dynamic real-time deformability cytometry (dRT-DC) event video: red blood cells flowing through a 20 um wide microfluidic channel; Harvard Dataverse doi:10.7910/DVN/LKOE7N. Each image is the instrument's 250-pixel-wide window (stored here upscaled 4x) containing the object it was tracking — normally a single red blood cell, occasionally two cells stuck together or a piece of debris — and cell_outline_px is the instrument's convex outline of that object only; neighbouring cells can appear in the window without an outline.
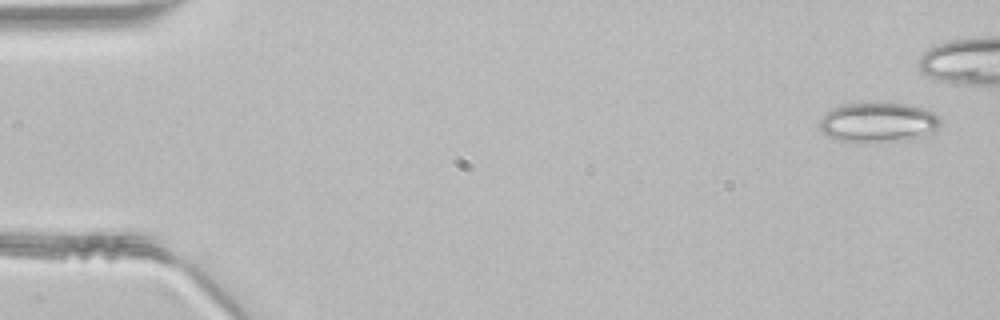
{"species": "common noctule bat (a hibernating species)", "species_latin": "Nyctalus noctula", "temperature_condition": "room temperature", "stored_images_in_passage": 38, "camera_frame_rate_fps": 3000, "um_per_image_px": 0.085, "animal": {"sex": "male", "body_mass_g": 21.5, "forearm_length_mm": 52.0}, "frame": {"image": 1, "passage_image": 2, "time_ms": 0.333, "image_size_px": [1000, 320], "cell_outline_px": [[940, 124], [936, 132], [932, 136], [908, 140], [836, 140], [828, 136], [820, 128], [820, 120], [824, 112], [840, 104], [876, 100], [908, 104], [932, 112], [940, 120]], "centroid_in_image_um": [74.67, 10.34], "position_along_channel_um": 10.3, "area_um2": 28.55}}
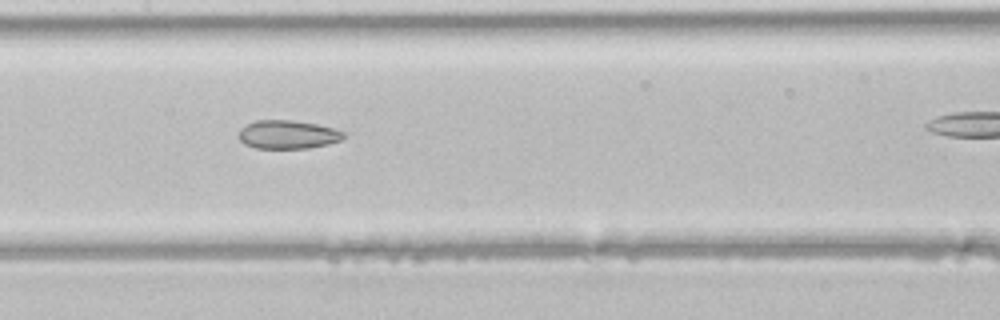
{"frame": {"image": 2, "passage_image": 23, "time_ms": 7.333, "image_size_px": [1000, 320], "cell_outline_px": [[344, 136], [340, 140], [328, 144], [308, 148], [256, 148], [244, 144], [240, 140], [240, 128], [256, 120], [292, 120], [316, 124], [332, 128], [344, 132]], "centroid_in_image_um": [24.45, 11.43], "position_along_channel_um": 183.0, "area_um2": 17.22}}
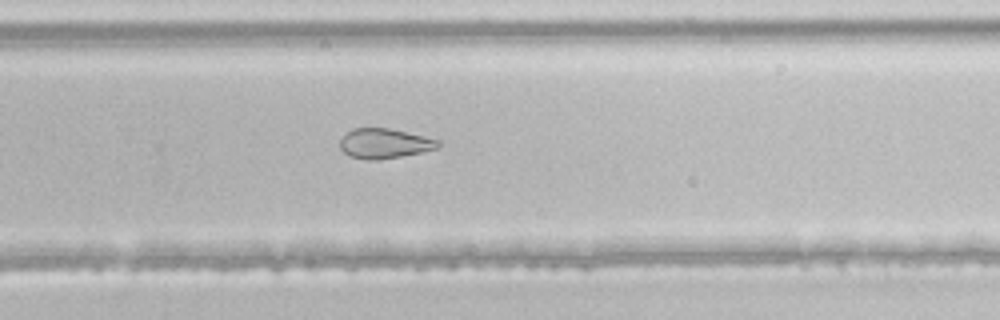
{"frame": {"image": 3, "passage_image": 31, "time_ms": 10.0, "image_size_px": [1000, 320], "cell_outline_px": [[440, 144], [436, 148], [420, 152], [400, 156], [376, 160], [364, 160], [352, 156], [344, 152], [340, 148], [340, 140], [352, 128], [388, 128], [424, 136], [440, 140]], "centroid_in_image_um": [32.66, 12.19], "position_along_channel_um": 297.1, "area_um2": 16.82}}